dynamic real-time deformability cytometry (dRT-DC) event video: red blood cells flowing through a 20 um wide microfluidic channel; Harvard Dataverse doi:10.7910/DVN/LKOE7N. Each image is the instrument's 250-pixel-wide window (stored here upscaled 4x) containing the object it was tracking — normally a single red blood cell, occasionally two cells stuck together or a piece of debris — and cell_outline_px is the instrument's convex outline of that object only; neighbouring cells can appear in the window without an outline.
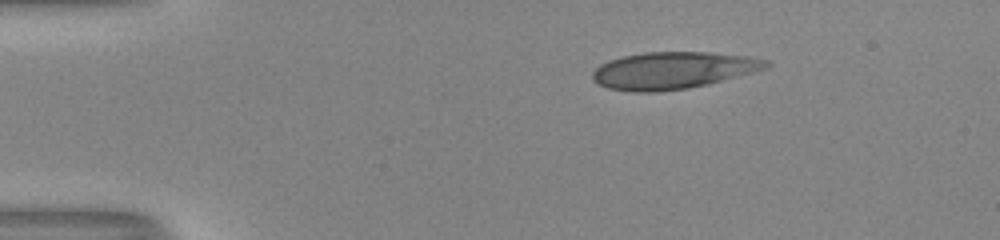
{"species": "human", "species_latin": "Homo sapiens", "temperature_condition": "room temperature", "stored_images_in_passage": 44, "camera_frame_rate_fps": 3000, "um_per_image_px": 0.085, "donor": {"sex": "male"}, "frame": {"image": 1, "passage_image": 1, "time_ms": 0.0, "image_size_px": [1000, 240], "cell_outline_px": [[772, 64], [768, 68], [708, 84], [688, 88], [656, 92], [632, 92], [608, 88], [596, 84], [592, 80], [592, 72], [600, 64], [608, 60], [624, 56], [644, 52], [708, 52], [748, 56], [768, 60]], "centroid_in_image_um": [57.18, 5.98], "position_along_channel_um": 27.8, "area_um2": 37.63}}
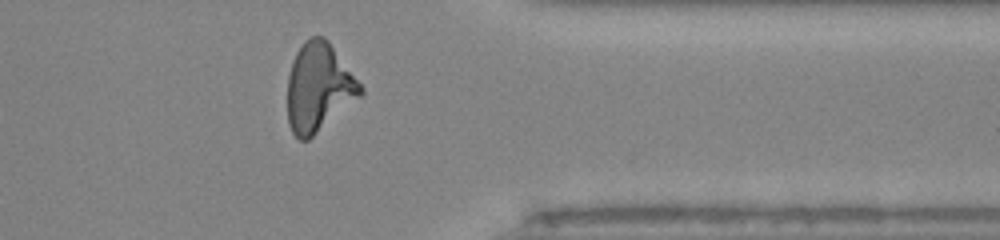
{"frame": {"image": 2, "passage_image": 34, "time_ms": 11.0, "image_size_px": [1000, 240], "cell_outline_px": [[364, 92], [360, 96], [308, 140], [300, 140], [292, 132], [288, 124], [288, 76], [296, 52], [304, 40], [312, 36], [324, 36], [328, 40], [364, 88]], "centroid_in_image_um": [27.08, 7.42], "position_along_channel_um": 384.3, "area_um2": 37.28}}
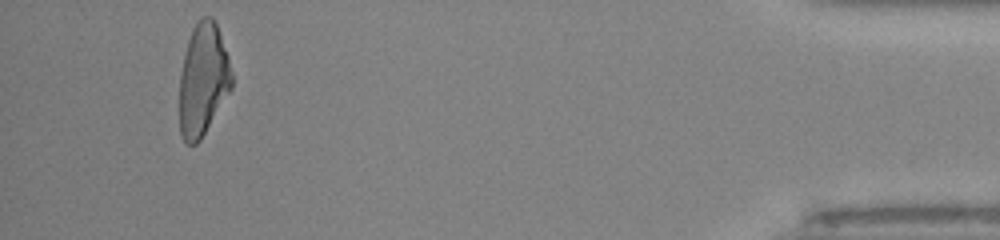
{"frame": {"image": 3, "passage_image": 41, "time_ms": 13.333, "image_size_px": [1000, 240], "cell_outline_px": [[232, 88], [200, 140], [196, 144], [184, 144], [180, 136], [180, 76], [184, 56], [188, 40], [192, 28], [200, 16], [212, 16], [216, 24], [228, 56], [232, 72]], "centroid_in_image_um": [17.25, 6.78], "position_along_channel_um": 417.9, "area_um2": 34.16}, "authors_computed_cell_mechanics": {"area_um2": 36.6741, "velocity_mm_per_s": 4.0406, "shape_relaxation_time_tau1_ms": 11.0651, "shape_relaxation_time_tau2_ms": 1.2773, "deformation_change_tau1": 0.3354, "deformation_change_tau2": 0.1055}}